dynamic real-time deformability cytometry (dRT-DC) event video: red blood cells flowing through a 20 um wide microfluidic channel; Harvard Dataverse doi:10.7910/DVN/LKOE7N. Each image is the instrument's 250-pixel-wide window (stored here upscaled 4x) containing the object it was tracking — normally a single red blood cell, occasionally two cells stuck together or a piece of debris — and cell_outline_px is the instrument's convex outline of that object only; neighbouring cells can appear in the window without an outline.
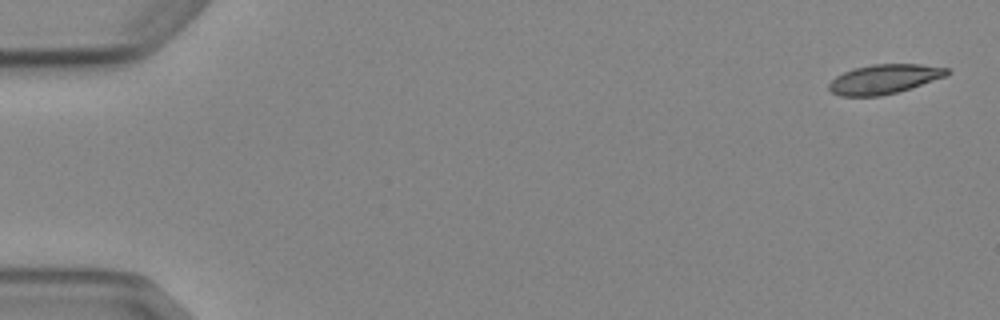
{"species": "Egyptian fruit bat (a non-hibernating species)", "species_latin": "Rousettus aegyptiacus", "temperature_condition": "cold", "stored_images_in_passage": 5, "camera_frame_rate_fps": 3000, "um_per_image_px": 0.085, "animal": {"sex": "female"}, "frame": {"image": 1, "passage_image": 1, "time_ms": 0.0, "image_size_px": [1000, 320], "cell_outline_px": [[952, 72], [948, 76], [896, 92], [880, 96], [840, 96], [832, 92], [828, 88], [828, 84], [836, 76], [852, 68], [872, 64], [920, 64], [948, 68]], "centroid_in_image_um": [75.17, 6.71], "position_along_channel_um": 9.8, "area_um2": 20.29}}
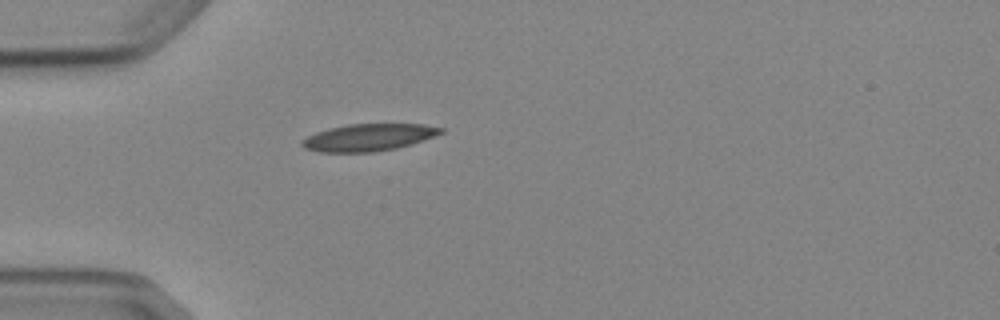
{"frame": {"image": 2, "passage_image": 5, "time_ms": 4.667, "image_size_px": [1000, 320], "cell_outline_px": [[444, 132], [424, 140], [412, 144], [396, 148], [372, 152], [316, 152], [304, 148], [300, 144], [300, 140], [316, 132], [328, 128], [348, 124], [424, 124], [444, 128]], "centroid_in_image_um": [31.3, 11.68], "position_along_channel_um": 53.7, "area_um2": 22.08}}